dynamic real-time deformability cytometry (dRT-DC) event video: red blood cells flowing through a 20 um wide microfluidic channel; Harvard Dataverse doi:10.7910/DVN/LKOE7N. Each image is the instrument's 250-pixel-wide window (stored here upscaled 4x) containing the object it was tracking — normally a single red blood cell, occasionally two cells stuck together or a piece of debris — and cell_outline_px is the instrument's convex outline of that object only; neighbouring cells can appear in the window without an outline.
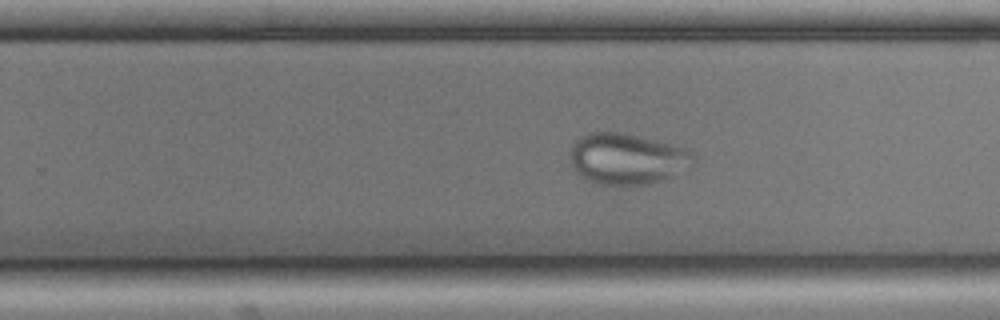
{"species": "common noctule bat (a hibernating species)", "species_latin": "Nyctalus noctula", "temperature_condition": "cold", "stored_images_in_passage": 55, "camera_frame_rate_fps": 3000, "um_per_image_px": 0.085, "animal": {"sex": "male", "body_mass_g": 17.9, "forearm_length_mm": 54.2}, "frame": {"image": 1, "passage_image": 34, "time_ms": 11.0, "image_size_px": [1000, 320], "cell_outline_px": [[696, 160], [692, 164], [660, 180], [648, 184], [596, 184], [580, 176], [576, 172], [572, 164], [568, 152], [572, 144], [580, 136], [588, 132], [620, 132], [672, 144], [688, 148], [692, 152]], "centroid_in_image_um": [53.24, 13.47], "position_along_channel_um": 276.6, "area_um2": 36.41}}
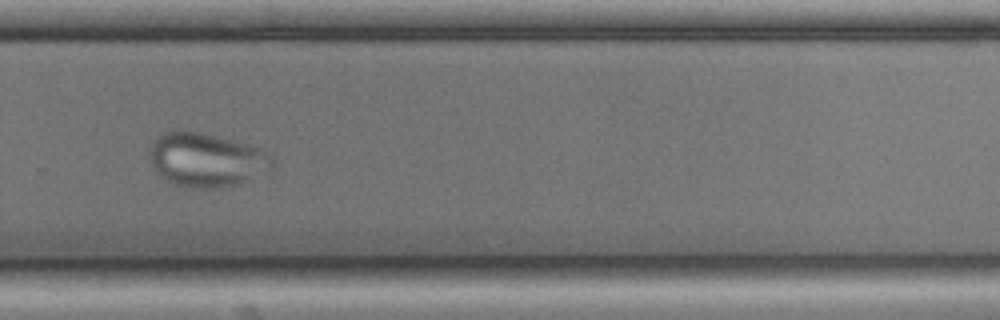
{"frame": {"image": 2, "passage_image": 37, "time_ms": 12.0, "image_size_px": [1000, 320], "cell_outline_px": [[276, 164], [272, 168], [232, 184], [220, 188], [192, 188], [176, 184], [160, 176], [156, 172], [148, 156], [148, 152], [156, 136], [164, 132], [200, 132], [260, 148], [272, 156]], "centroid_in_image_um": [17.49, 13.58], "position_along_channel_um": 312.3, "area_um2": 37.74}}